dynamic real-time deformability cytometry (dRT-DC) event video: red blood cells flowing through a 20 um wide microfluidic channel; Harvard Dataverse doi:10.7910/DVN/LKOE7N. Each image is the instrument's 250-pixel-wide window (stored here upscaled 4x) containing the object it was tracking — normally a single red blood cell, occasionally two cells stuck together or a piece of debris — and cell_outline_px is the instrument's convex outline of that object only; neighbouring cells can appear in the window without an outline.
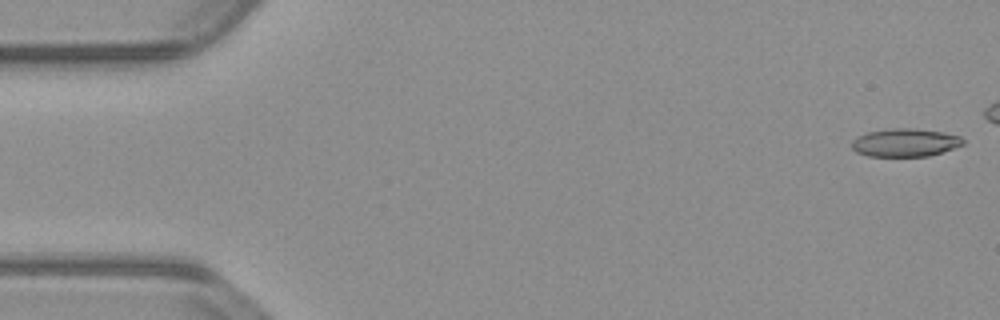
{"species": "common noctule bat (a hibernating species)", "species_latin": "Nyctalus noctula", "temperature_condition": "warm", "stored_images_in_passage": 46, "camera_frame_rate_fps": 3000, "um_per_image_px": 0.085, "animal": {"sex": "male", "body_mass_g": 23.1, "forearm_length_mm": 52.7}, "frame": {"image": 1, "passage_image": 1, "time_ms": 0.0, "image_size_px": [1000, 320], "cell_outline_px": [[964, 144], [928, 156], [868, 156], [856, 152], [852, 148], [852, 140], [856, 136], [868, 132], [888, 128], [916, 128], [944, 132], [960, 136], [964, 140]], "centroid_in_image_um": [76.91, 12.1], "position_along_channel_um": 8.1, "area_um2": 18.26}}
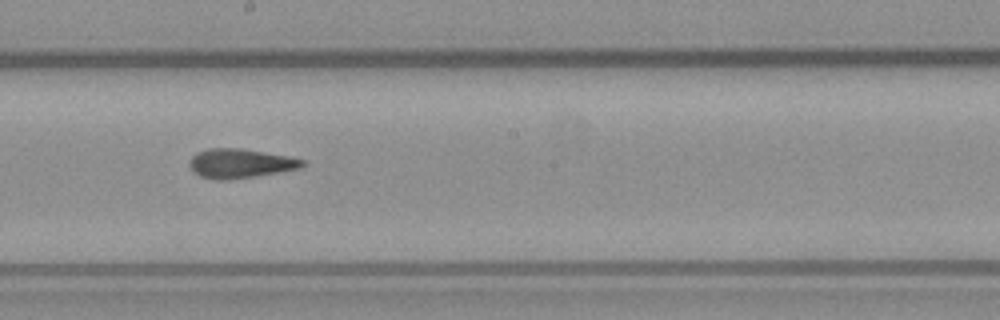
{"frame": {"image": 2, "passage_image": 29, "time_ms": 9.333, "image_size_px": [1000, 320], "cell_outline_px": [[304, 164], [300, 168], [256, 176], [228, 180], [216, 180], [200, 176], [188, 164], [188, 160], [196, 152], [208, 148], [240, 148], [292, 156], [304, 160]], "centroid_in_image_um": [20.41, 13.88], "position_along_channel_um": 227.8, "area_um2": 19.36}}
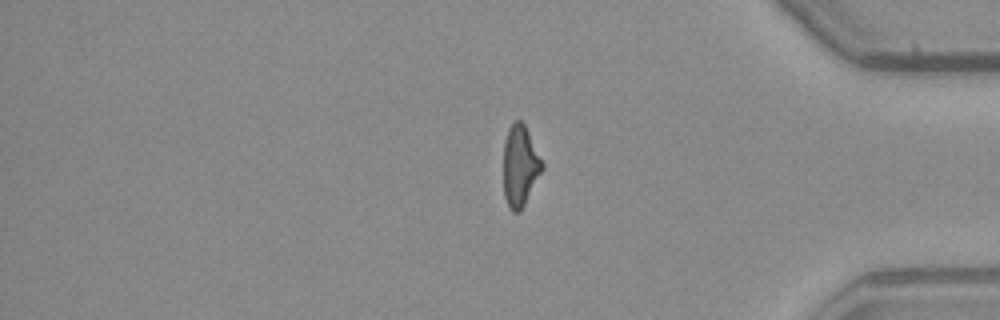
{"frame": {"image": 3, "passage_image": 44, "time_ms": 14.333, "image_size_px": [1000, 320], "cell_outline_px": [[544, 168], [520, 212], [512, 212], [508, 208], [504, 196], [504, 140], [508, 128], [516, 120], [520, 120], [524, 124], [544, 164]], "centroid_in_image_um": [44.2, 14.12], "position_along_channel_um": 391.0, "area_um2": 18.26}, "authors_computed_cell_mechanics": {"area_um2": 19.1318, "velocity_mm_per_s": 3.8191, "shape_relaxation_time_tau1_ms": null, "shape_relaxation_time_tau2_ms": 2.3849, "deformation_change_tau1": null, "deformation_change_tau2": 0.1113}}